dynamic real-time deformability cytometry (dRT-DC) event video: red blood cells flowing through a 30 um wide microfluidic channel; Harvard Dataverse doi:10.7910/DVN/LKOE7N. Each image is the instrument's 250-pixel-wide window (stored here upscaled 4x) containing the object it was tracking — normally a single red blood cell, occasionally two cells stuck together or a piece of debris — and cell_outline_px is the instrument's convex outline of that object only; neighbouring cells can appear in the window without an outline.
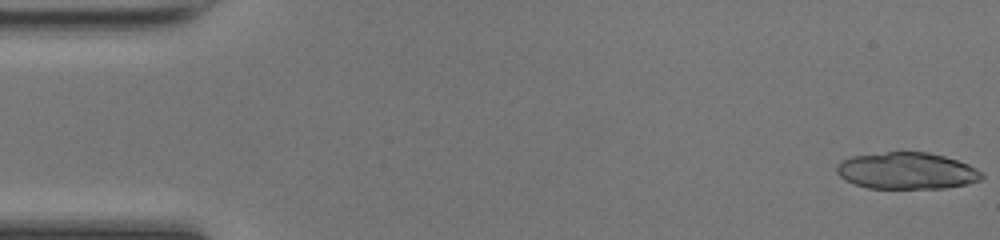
{"species": "common noctule bat (a hibernating species)", "species_latin": "Nyctalus noctula", "temperature_condition": "room temperature", "stored_images_in_passage": 29, "camera_frame_rate_fps": 3000, "um_per_image_px": 0.085, "animal": {"sex": "female", "body_mass_g": 17.0, "forearm_length_mm": 48.0}, "frame": {"image": 1, "passage_image": 1, "time_ms": 0.0, "image_size_px": [1000, 240], "cell_outline_px": [[984, 176], [980, 180], [968, 184], [944, 188], [868, 188], [852, 184], [844, 180], [836, 172], [836, 168], [840, 160], [852, 156], [888, 152], [928, 152], [944, 156], [968, 164], [976, 168]], "centroid_in_image_um": [77.05, 14.52], "position_along_channel_um": 8.0, "area_um2": 31.1}}
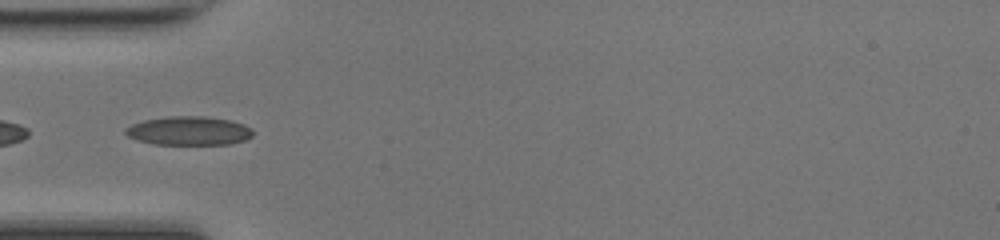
{"frame": {"image": 2, "passage_image": 16, "time_ms": 5.0, "image_size_px": [1000, 240], "cell_outline_px": [[252, 136], [244, 140], [228, 144], [152, 144], [136, 140], [128, 136], [124, 132], [124, 128], [132, 124], [144, 120], [164, 116], [204, 116], [228, 120], [244, 124], [252, 128]], "centroid_in_image_um": [16.01, 11.11], "position_along_channel_um": 69.0, "area_um2": 21.44}}
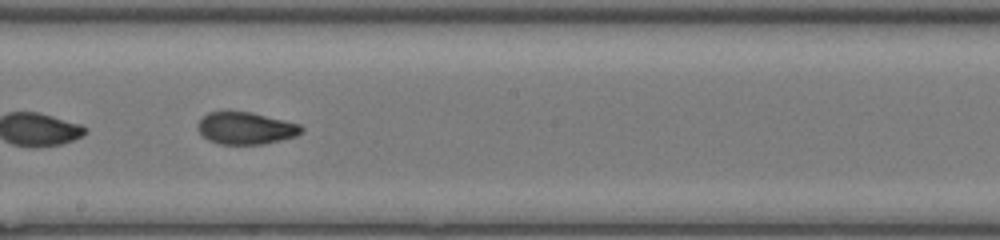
{"frame": {"image": 3, "passage_image": 27, "time_ms": 8.667, "image_size_px": [1000, 240], "cell_outline_px": [[304, 132], [296, 136], [264, 144], [220, 144], [208, 140], [196, 128], [196, 124], [208, 112], [228, 108], [252, 112], [300, 124], [304, 128]], "centroid_in_image_um": [20.86, 10.85], "position_along_channel_um": 227.3, "area_um2": 20.06}}